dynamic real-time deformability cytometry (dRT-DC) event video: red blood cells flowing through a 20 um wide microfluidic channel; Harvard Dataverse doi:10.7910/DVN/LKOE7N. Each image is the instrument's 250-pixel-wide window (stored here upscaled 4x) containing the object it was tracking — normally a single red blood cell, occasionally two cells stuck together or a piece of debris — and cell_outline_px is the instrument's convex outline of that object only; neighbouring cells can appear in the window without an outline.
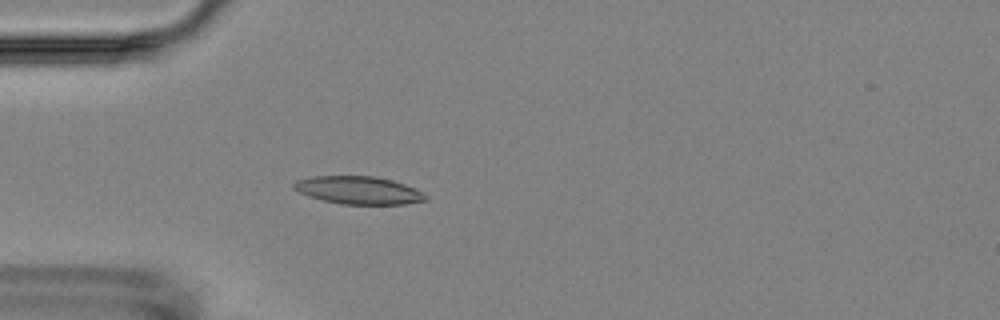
{"species": "Egyptian fruit bat (a non-hibernating species)", "species_latin": "Rousettus aegyptiacus", "temperature_condition": "room temperature", "stored_images_in_passage": 2, "camera_frame_rate_fps": 3000, "um_per_image_px": 0.085, "animal": {"sex": "female"}, "frame": {"image": 1, "passage_image": 2, "time_ms": 1.333, "image_size_px": [1000, 320], "cell_outline_px": [[428, 200], [404, 204], [340, 204], [308, 196], [292, 188], [292, 184], [296, 180], [312, 176], [376, 176], [392, 180], [404, 184], [428, 196]], "centroid_in_image_um": [30.44, 16.16], "position_along_channel_um": 54.6, "area_um2": 21.27}}